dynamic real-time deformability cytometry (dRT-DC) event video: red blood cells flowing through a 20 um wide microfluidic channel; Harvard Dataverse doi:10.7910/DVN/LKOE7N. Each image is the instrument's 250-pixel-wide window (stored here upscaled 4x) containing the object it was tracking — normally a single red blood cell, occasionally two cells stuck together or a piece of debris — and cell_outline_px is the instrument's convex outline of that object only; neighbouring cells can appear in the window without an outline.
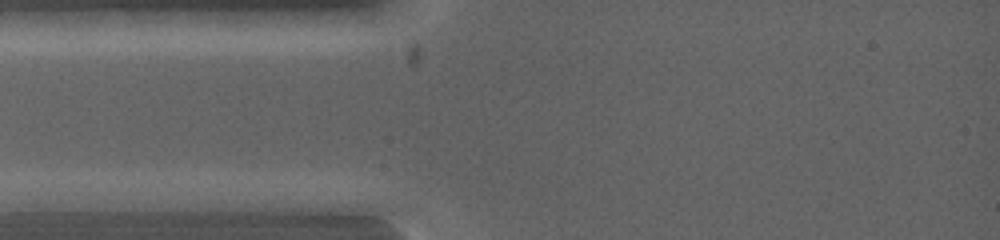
{"species": "common noctule bat (a hibernating species)", "species_latin": "Nyctalus noctula", "temperature_condition": "warm", "stored_images_in_passage": 4, "camera_frame_rate_fps": 5000, "um_per_image_px": 0.085, "animal": {"sex": "female", "body_mass_g": 19.0, "forearm_length_mm": 53.3}, "frame": {"image": 1, "passage_image": 3, "time_ms": 0.8, "image_size_px": [1000, 240], "cell_outline_px": [[116, 200], [92, 212], [16, 212], [16, 200], [28, 192], [112, 192], [116, 196]], "centroid_in_image_um": [5.41, 17.15], "position_along_channel_um": 79.6, "area_um2": 13.01}}